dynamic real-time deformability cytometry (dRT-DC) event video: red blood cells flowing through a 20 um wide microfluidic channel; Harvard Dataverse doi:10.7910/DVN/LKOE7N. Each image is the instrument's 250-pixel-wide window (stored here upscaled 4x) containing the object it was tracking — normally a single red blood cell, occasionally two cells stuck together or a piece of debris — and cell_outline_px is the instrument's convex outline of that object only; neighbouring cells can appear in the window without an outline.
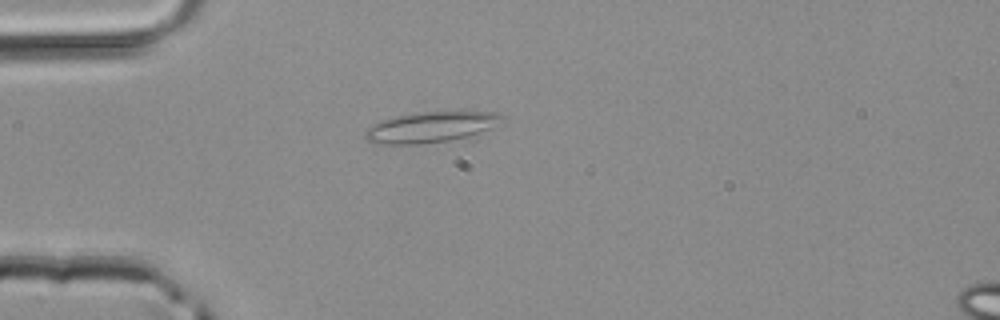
{"species": "common noctule bat (a hibernating species)", "species_latin": "Nyctalus noctula", "temperature_condition": "room temperature", "stored_images_in_passage": 2, "camera_frame_rate_fps": 3000, "um_per_image_px": 0.085, "animal": {"sex": "male", "body_mass_g": 20.4}, "frame": {"image": 1, "passage_image": 2, "time_ms": 0.333, "image_size_px": [1000, 320], "cell_outline_px": [[504, 116], [488, 128], [468, 136], [448, 140], [416, 144], [388, 144], [368, 140], [364, 136], [364, 132], [372, 124], [380, 120], [396, 116], [416, 112], [496, 112]], "centroid_in_image_um": [36.52, 10.79], "position_along_channel_um": 48.5, "area_um2": 23.7}}